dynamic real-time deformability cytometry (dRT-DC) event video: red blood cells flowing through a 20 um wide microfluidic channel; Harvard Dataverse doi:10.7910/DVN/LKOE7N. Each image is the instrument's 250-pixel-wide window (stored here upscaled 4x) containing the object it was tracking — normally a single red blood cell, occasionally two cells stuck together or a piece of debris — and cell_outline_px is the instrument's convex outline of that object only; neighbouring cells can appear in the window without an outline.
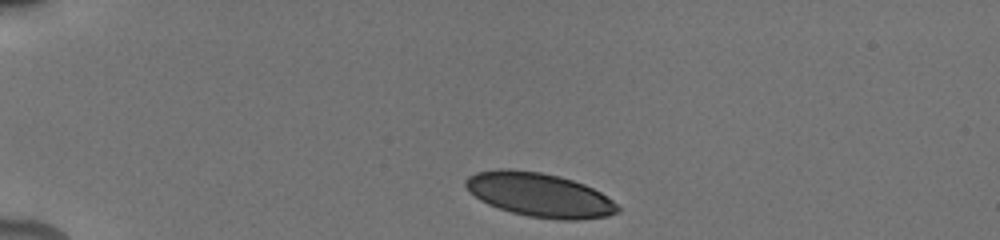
{"species": "human", "species_latin": "Homo sapiens", "temperature_condition": "cold", "stored_images_in_passage": 9, "camera_frame_rate_fps": 3000, "um_per_image_px": 0.085, "donor": {"sex": "male"}, "frame": {"image": 1, "passage_image": 1, "time_ms": 0.0, "image_size_px": [1000, 240], "cell_outline_px": [[620, 212], [608, 216], [576, 220], [560, 220], [528, 216], [512, 212], [488, 204], [480, 200], [464, 184], [464, 180], [468, 176], [476, 172], [496, 168], [508, 168], [540, 172], [560, 176], [584, 184], [600, 192], [612, 200], [620, 208]], "centroid_in_image_um": [45.86, 16.55], "position_along_channel_um": 39.1, "area_um2": 38.96}}
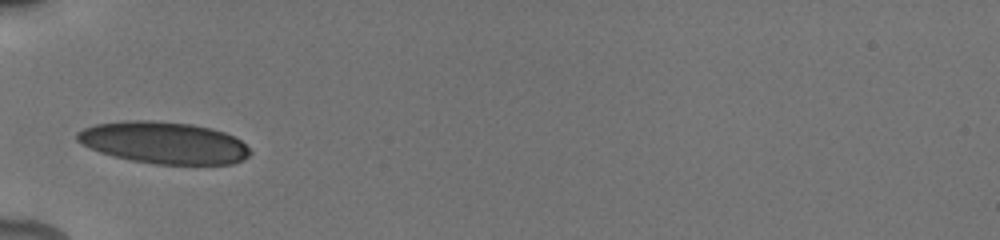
{"frame": {"image": 2, "passage_image": 3, "time_ms": 2.333, "image_size_px": [1000, 240], "cell_outline_px": [[252, 152], [244, 160], [232, 164], [156, 164], [132, 160], [112, 156], [100, 152], [76, 140], [76, 132], [84, 128], [96, 124], [124, 120], [152, 120], [192, 124], [212, 128], [224, 132], [240, 140]], "centroid_in_image_um": [13.93, 12.12], "position_along_channel_um": 71.1, "area_um2": 42.19}}
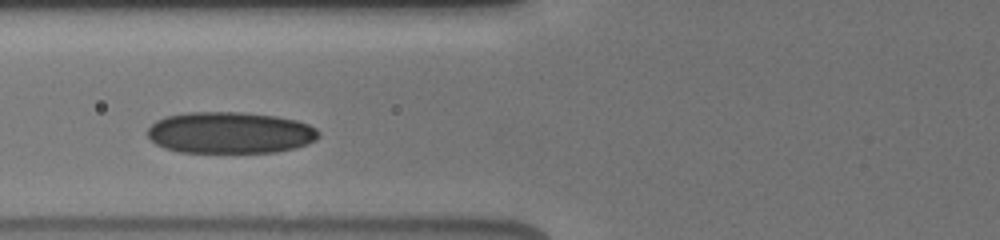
{"frame": {"image": 3, "passage_image": 4, "time_ms": 3.333, "image_size_px": [1000, 240], "cell_outline_px": [[320, 136], [316, 140], [308, 144], [296, 148], [276, 152], [180, 152], [164, 148], [156, 144], [148, 136], [148, 128], [156, 120], [168, 116], [188, 112], [244, 112], [276, 116], [296, 120], [308, 124], [316, 128], [320, 132]], "centroid_in_image_um": [19.59, 11.28], "position_along_channel_um": 106.2, "area_um2": 41.62}}